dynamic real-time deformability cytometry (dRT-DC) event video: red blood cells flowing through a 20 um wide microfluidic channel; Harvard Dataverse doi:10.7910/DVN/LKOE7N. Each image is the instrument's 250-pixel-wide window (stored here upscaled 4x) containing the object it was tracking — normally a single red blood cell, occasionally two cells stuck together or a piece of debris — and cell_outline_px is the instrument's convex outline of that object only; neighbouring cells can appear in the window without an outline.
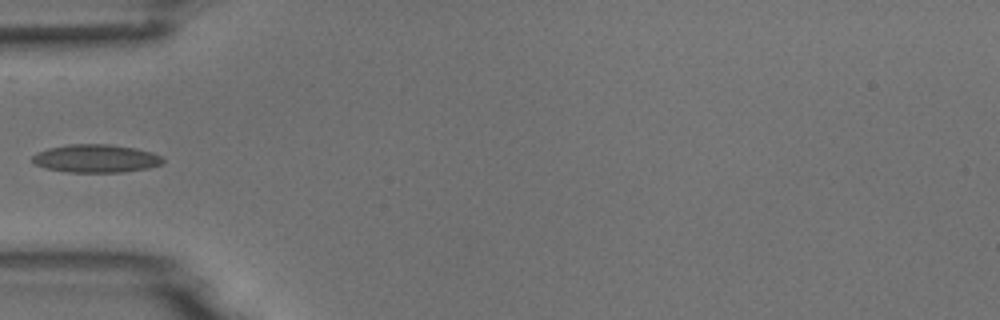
{"species": "common noctule bat (a hibernating species)", "species_latin": "Nyctalus noctula", "temperature_condition": "room temperature", "stored_images_in_passage": 4, "camera_frame_rate_fps": 3000, "um_per_image_px": 0.085, "animal": {"sex": "male", "body_mass_g": 18.8}, "frame": {"image": 1, "passage_image": 4, "time_ms": 3.667, "image_size_px": [1000, 320], "cell_outline_px": [[164, 164], [148, 168], [124, 172], [68, 172], [44, 168], [36, 164], [32, 160], [32, 156], [36, 152], [48, 148], [68, 144], [112, 144], [136, 148], [152, 152], [164, 156]], "centroid_in_image_um": [8.19, 13.46], "position_along_channel_um": 76.8, "area_um2": 21.68}}